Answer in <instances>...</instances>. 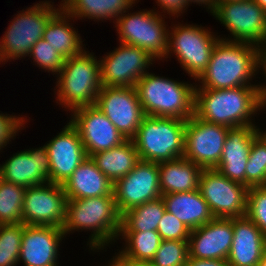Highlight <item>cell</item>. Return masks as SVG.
Masks as SVG:
<instances>
[{
  "label": "cell",
  "instance_id": "25",
  "mask_svg": "<svg viewBox=\"0 0 266 266\" xmlns=\"http://www.w3.org/2000/svg\"><path fill=\"white\" fill-rule=\"evenodd\" d=\"M161 197L166 211L175 215L190 231L214 218L199 189L164 194Z\"/></svg>",
  "mask_w": 266,
  "mask_h": 266
},
{
  "label": "cell",
  "instance_id": "30",
  "mask_svg": "<svg viewBox=\"0 0 266 266\" xmlns=\"http://www.w3.org/2000/svg\"><path fill=\"white\" fill-rule=\"evenodd\" d=\"M165 211L162 197L136 206L122 214L120 232L157 231Z\"/></svg>",
  "mask_w": 266,
  "mask_h": 266
},
{
  "label": "cell",
  "instance_id": "17",
  "mask_svg": "<svg viewBox=\"0 0 266 266\" xmlns=\"http://www.w3.org/2000/svg\"><path fill=\"white\" fill-rule=\"evenodd\" d=\"M70 123L77 129L86 154L109 150L126 141L115 125L96 106L88 105L71 111Z\"/></svg>",
  "mask_w": 266,
  "mask_h": 266
},
{
  "label": "cell",
  "instance_id": "13",
  "mask_svg": "<svg viewBox=\"0 0 266 266\" xmlns=\"http://www.w3.org/2000/svg\"><path fill=\"white\" fill-rule=\"evenodd\" d=\"M154 59L140 47L120 43L100 60L101 87H135Z\"/></svg>",
  "mask_w": 266,
  "mask_h": 266
},
{
  "label": "cell",
  "instance_id": "48",
  "mask_svg": "<svg viewBox=\"0 0 266 266\" xmlns=\"http://www.w3.org/2000/svg\"><path fill=\"white\" fill-rule=\"evenodd\" d=\"M61 2H63V3H61L60 6H58L60 8H62L64 5H66L69 2V0H62Z\"/></svg>",
  "mask_w": 266,
  "mask_h": 266
},
{
  "label": "cell",
  "instance_id": "1",
  "mask_svg": "<svg viewBox=\"0 0 266 266\" xmlns=\"http://www.w3.org/2000/svg\"><path fill=\"white\" fill-rule=\"evenodd\" d=\"M197 86L194 90V115L206 122L228 128L254 125L250 118L263 108L257 86L228 89Z\"/></svg>",
  "mask_w": 266,
  "mask_h": 266
},
{
  "label": "cell",
  "instance_id": "3",
  "mask_svg": "<svg viewBox=\"0 0 266 266\" xmlns=\"http://www.w3.org/2000/svg\"><path fill=\"white\" fill-rule=\"evenodd\" d=\"M121 217L113 195L67 200L62 231L66 237L70 231L93 230L89 247L103 250L109 242L118 239Z\"/></svg>",
  "mask_w": 266,
  "mask_h": 266
},
{
  "label": "cell",
  "instance_id": "26",
  "mask_svg": "<svg viewBox=\"0 0 266 266\" xmlns=\"http://www.w3.org/2000/svg\"><path fill=\"white\" fill-rule=\"evenodd\" d=\"M158 167L162 195L199 189L202 168L185 157L158 163Z\"/></svg>",
  "mask_w": 266,
  "mask_h": 266
},
{
  "label": "cell",
  "instance_id": "6",
  "mask_svg": "<svg viewBox=\"0 0 266 266\" xmlns=\"http://www.w3.org/2000/svg\"><path fill=\"white\" fill-rule=\"evenodd\" d=\"M186 120L145 116L132 139L140 160L161 163L184 157Z\"/></svg>",
  "mask_w": 266,
  "mask_h": 266
},
{
  "label": "cell",
  "instance_id": "23",
  "mask_svg": "<svg viewBox=\"0 0 266 266\" xmlns=\"http://www.w3.org/2000/svg\"><path fill=\"white\" fill-rule=\"evenodd\" d=\"M266 237L247 216L233 218L230 266H257L265 255Z\"/></svg>",
  "mask_w": 266,
  "mask_h": 266
},
{
  "label": "cell",
  "instance_id": "34",
  "mask_svg": "<svg viewBox=\"0 0 266 266\" xmlns=\"http://www.w3.org/2000/svg\"><path fill=\"white\" fill-rule=\"evenodd\" d=\"M24 223L0 224V266H16L20 249Z\"/></svg>",
  "mask_w": 266,
  "mask_h": 266
},
{
  "label": "cell",
  "instance_id": "27",
  "mask_svg": "<svg viewBox=\"0 0 266 266\" xmlns=\"http://www.w3.org/2000/svg\"><path fill=\"white\" fill-rule=\"evenodd\" d=\"M90 157L112 183L126 176L140 162L133 140H126L117 147L99 151Z\"/></svg>",
  "mask_w": 266,
  "mask_h": 266
},
{
  "label": "cell",
  "instance_id": "9",
  "mask_svg": "<svg viewBox=\"0 0 266 266\" xmlns=\"http://www.w3.org/2000/svg\"><path fill=\"white\" fill-rule=\"evenodd\" d=\"M211 13L234 38L221 39L255 46L266 42V12L254 0L215 1Z\"/></svg>",
  "mask_w": 266,
  "mask_h": 266
},
{
  "label": "cell",
  "instance_id": "45",
  "mask_svg": "<svg viewBox=\"0 0 266 266\" xmlns=\"http://www.w3.org/2000/svg\"><path fill=\"white\" fill-rule=\"evenodd\" d=\"M109 264L107 266H121V253L117 254L115 258L113 257V261L109 262Z\"/></svg>",
  "mask_w": 266,
  "mask_h": 266
},
{
  "label": "cell",
  "instance_id": "50",
  "mask_svg": "<svg viewBox=\"0 0 266 266\" xmlns=\"http://www.w3.org/2000/svg\"><path fill=\"white\" fill-rule=\"evenodd\" d=\"M215 1H240V0H215Z\"/></svg>",
  "mask_w": 266,
  "mask_h": 266
},
{
  "label": "cell",
  "instance_id": "14",
  "mask_svg": "<svg viewBox=\"0 0 266 266\" xmlns=\"http://www.w3.org/2000/svg\"><path fill=\"white\" fill-rule=\"evenodd\" d=\"M126 140H132L145 114L135 87H101L95 104Z\"/></svg>",
  "mask_w": 266,
  "mask_h": 266
},
{
  "label": "cell",
  "instance_id": "20",
  "mask_svg": "<svg viewBox=\"0 0 266 266\" xmlns=\"http://www.w3.org/2000/svg\"><path fill=\"white\" fill-rule=\"evenodd\" d=\"M4 181L25 188L51 182V169L47 147L15 153L1 165Z\"/></svg>",
  "mask_w": 266,
  "mask_h": 266
},
{
  "label": "cell",
  "instance_id": "40",
  "mask_svg": "<svg viewBox=\"0 0 266 266\" xmlns=\"http://www.w3.org/2000/svg\"><path fill=\"white\" fill-rule=\"evenodd\" d=\"M257 68V70H259V68H263L266 77V42L257 46ZM257 87L261 103L264 107L266 104V86L261 84V86L257 85Z\"/></svg>",
  "mask_w": 266,
  "mask_h": 266
},
{
  "label": "cell",
  "instance_id": "49",
  "mask_svg": "<svg viewBox=\"0 0 266 266\" xmlns=\"http://www.w3.org/2000/svg\"><path fill=\"white\" fill-rule=\"evenodd\" d=\"M3 181V178H2V169H1V165H0V183Z\"/></svg>",
  "mask_w": 266,
  "mask_h": 266
},
{
  "label": "cell",
  "instance_id": "28",
  "mask_svg": "<svg viewBox=\"0 0 266 266\" xmlns=\"http://www.w3.org/2000/svg\"><path fill=\"white\" fill-rule=\"evenodd\" d=\"M72 16L62 8L49 20L42 39L48 42L65 59L80 54L82 39L78 31L68 23Z\"/></svg>",
  "mask_w": 266,
  "mask_h": 266
},
{
  "label": "cell",
  "instance_id": "10",
  "mask_svg": "<svg viewBox=\"0 0 266 266\" xmlns=\"http://www.w3.org/2000/svg\"><path fill=\"white\" fill-rule=\"evenodd\" d=\"M174 27V28H173ZM170 32L166 58L174 53L190 77L198 79L206 70L212 50L220 37L197 25H176Z\"/></svg>",
  "mask_w": 266,
  "mask_h": 266
},
{
  "label": "cell",
  "instance_id": "32",
  "mask_svg": "<svg viewBox=\"0 0 266 266\" xmlns=\"http://www.w3.org/2000/svg\"><path fill=\"white\" fill-rule=\"evenodd\" d=\"M25 191L24 186L4 180L0 183V224L22 223Z\"/></svg>",
  "mask_w": 266,
  "mask_h": 266
},
{
  "label": "cell",
  "instance_id": "46",
  "mask_svg": "<svg viewBox=\"0 0 266 266\" xmlns=\"http://www.w3.org/2000/svg\"><path fill=\"white\" fill-rule=\"evenodd\" d=\"M266 12V0H254Z\"/></svg>",
  "mask_w": 266,
  "mask_h": 266
},
{
  "label": "cell",
  "instance_id": "43",
  "mask_svg": "<svg viewBox=\"0 0 266 266\" xmlns=\"http://www.w3.org/2000/svg\"><path fill=\"white\" fill-rule=\"evenodd\" d=\"M121 266H149V264L129 260L121 254Z\"/></svg>",
  "mask_w": 266,
  "mask_h": 266
},
{
  "label": "cell",
  "instance_id": "29",
  "mask_svg": "<svg viewBox=\"0 0 266 266\" xmlns=\"http://www.w3.org/2000/svg\"><path fill=\"white\" fill-rule=\"evenodd\" d=\"M137 0H69L62 9L73 18L98 20L116 19L128 11ZM129 8V9H128Z\"/></svg>",
  "mask_w": 266,
  "mask_h": 266
},
{
  "label": "cell",
  "instance_id": "7",
  "mask_svg": "<svg viewBox=\"0 0 266 266\" xmlns=\"http://www.w3.org/2000/svg\"><path fill=\"white\" fill-rule=\"evenodd\" d=\"M60 9L43 1L17 14L1 39L0 63L29 55L31 47L42 39L49 20Z\"/></svg>",
  "mask_w": 266,
  "mask_h": 266
},
{
  "label": "cell",
  "instance_id": "38",
  "mask_svg": "<svg viewBox=\"0 0 266 266\" xmlns=\"http://www.w3.org/2000/svg\"><path fill=\"white\" fill-rule=\"evenodd\" d=\"M157 232L162 240L188 241L190 235V230L168 211H165L158 223Z\"/></svg>",
  "mask_w": 266,
  "mask_h": 266
},
{
  "label": "cell",
  "instance_id": "35",
  "mask_svg": "<svg viewBox=\"0 0 266 266\" xmlns=\"http://www.w3.org/2000/svg\"><path fill=\"white\" fill-rule=\"evenodd\" d=\"M188 258V241L162 240L149 266H186Z\"/></svg>",
  "mask_w": 266,
  "mask_h": 266
},
{
  "label": "cell",
  "instance_id": "44",
  "mask_svg": "<svg viewBox=\"0 0 266 266\" xmlns=\"http://www.w3.org/2000/svg\"><path fill=\"white\" fill-rule=\"evenodd\" d=\"M188 2V4H190L189 2H193V3H197V4H204L205 6L208 7V10L210 9V12L213 10L214 6H215V0H186Z\"/></svg>",
  "mask_w": 266,
  "mask_h": 266
},
{
  "label": "cell",
  "instance_id": "4",
  "mask_svg": "<svg viewBox=\"0 0 266 266\" xmlns=\"http://www.w3.org/2000/svg\"><path fill=\"white\" fill-rule=\"evenodd\" d=\"M135 89L145 116L188 120L194 115L195 86L147 72Z\"/></svg>",
  "mask_w": 266,
  "mask_h": 266
},
{
  "label": "cell",
  "instance_id": "18",
  "mask_svg": "<svg viewBox=\"0 0 266 266\" xmlns=\"http://www.w3.org/2000/svg\"><path fill=\"white\" fill-rule=\"evenodd\" d=\"M45 146L50 162L51 183L63 185L88 157L77 129L70 122Z\"/></svg>",
  "mask_w": 266,
  "mask_h": 266
},
{
  "label": "cell",
  "instance_id": "36",
  "mask_svg": "<svg viewBox=\"0 0 266 266\" xmlns=\"http://www.w3.org/2000/svg\"><path fill=\"white\" fill-rule=\"evenodd\" d=\"M33 61L39 67L48 72L58 74L64 65L65 58L59 54L56 49L48 44L44 39L38 40L32 47L29 53Z\"/></svg>",
  "mask_w": 266,
  "mask_h": 266
},
{
  "label": "cell",
  "instance_id": "21",
  "mask_svg": "<svg viewBox=\"0 0 266 266\" xmlns=\"http://www.w3.org/2000/svg\"><path fill=\"white\" fill-rule=\"evenodd\" d=\"M64 236L62 228L56 226L26 225L18 261L25 266H58V246Z\"/></svg>",
  "mask_w": 266,
  "mask_h": 266
},
{
  "label": "cell",
  "instance_id": "2",
  "mask_svg": "<svg viewBox=\"0 0 266 266\" xmlns=\"http://www.w3.org/2000/svg\"><path fill=\"white\" fill-rule=\"evenodd\" d=\"M257 46L219 39L206 70L197 79L202 89H228L251 85L257 73Z\"/></svg>",
  "mask_w": 266,
  "mask_h": 266
},
{
  "label": "cell",
  "instance_id": "33",
  "mask_svg": "<svg viewBox=\"0 0 266 266\" xmlns=\"http://www.w3.org/2000/svg\"><path fill=\"white\" fill-rule=\"evenodd\" d=\"M245 170L248 189L266 186V131L254 137Z\"/></svg>",
  "mask_w": 266,
  "mask_h": 266
},
{
  "label": "cell",
  "instance_id": "24",
  "mask_svg": "<svg viewBox=\"0 0 266 266\" xmlns=\"http://www.w3.org/2000/svg\"><path fill=\"white\" fill-rule=\"evenodd\" d=\"M67 200L113 195V183L87 157L62 185Z\"/></svg>",
  "mask_w": 266,
  "mask_h": 266
},
{
  "label": "cell",
  "instance_id": "22",
  "mask_svg": "<svg viewBox=\"0 0 266 266\" xmlns=\"http://www.w3.org/2000/svg\"><path fill=\"white\" fill-rule=\"evenodd\" d=\"M260 132L255 125L229 128L221 159L214 168L228 179L246 186V164L254 137Z\"/></svg>",
  "mask_w": 266,
  "mask_h": 266
},
{
  "label": "cell",
  "instance_id": "41",
  "mask_svg": "<svg viewBox=\"0 0 266 266\" xmlns=\"http://www.w3.org/2000/svg\"><path fill=\"white\" fill-rule=\"evenodd\" d=\"M156 3H158V6L162 8L163 12L167 11L169 15H180V13H183L186 6L188 5V2L186 0H157ZM184 9V10H183ZM165 10V11H164Z\"/></svg>",
  "mask_w": 266,
  "mask_h": 266
},
{
  "label": "cell",
  "instance_id": "31",
  "mask_svg": "<svg viewBox=\"0 0 266 266\" xmlns=\"http://www.w3.org/2000/svg\"><path fill=\"white\" fill-rule=\"evenodd\" d=\"M120 236L127 245L119 253L129 260L147 264L153 260L162 241L157 231L120 232Z\"/></svg>",
  "mask_w": 266,
  "mask_h": 266
},
{
  "label": "cell",
  "instance_id": "37",
  "mask_svg": "<svg viewBox=\"0 0 266 266\" xmlns=\"http://www.w3.org/2000/svg\"><path fill=\"white\" fill-rule=\"evenodd\" d=\"M246 216L256 224L266 237V186L248 189Z\"/></svg>",
  "mask_w": 266,
  "mask_h": 266
},
{
  "label": "cell",
  "instance_id": "19",
  "mask_svg": "<svg viewBox=\"0 0 266 266\" xmlns=\"http://www.w3.org/2000/svg\"><path fill=\"white\" fill-rule=\"evenodd\" d=\"M233 241V218H213L190 231L189 257L227 260Z\"/></svg>",
  "mask_w": 266,
  "mask_h": 266
},
{
  "label": "cell",
  "instance_id": "39",
  "mask_svg": "<svg viewBox=\"0 0 266 266\" xmlns=\"http://www.w3.org/2000/svg\"><path fill=\"white\" fill-rule=\"evenodd\" d=\"M23 122L26 123L24 117L0 113V150L5 148L4 146L11 141V138L15 137L17 131L22 129L21 127H24Z\"/></svg>",
  "mask_w": 266,
  "mask_h": 266
},
{
  "label": "cell",
  "instance_id": "47",
  "mask_svg": "<svg viewBox=\"0 0 266 266\" xmlns=\"http://www.w3.org/2000/svg\"><path fill=\"white\" fill-rule=\"evenodd\" d=\"M257 266H266V257L264 256L263 259L260 261V263Z\"/></svg>",
  "mask_w": 266,
  "mask_h": 266
},
{
  "label": "cell",
  "instance_id": "8",
  "mask_svg": "<svg viewBox=\"0 0 266 266\" xmlns=\"http://www.w3.org/2000/svg\"><path fill=\"white\" fill-rule=\"evenodd\" d=\"M135 13H125L116 19L120 43L140 47L155 60L166 58L169 31L162 16L154 10Z\"/></svg>",
  "mask_w": 266,
  "mask_h": 266
},
{
  "label": "cell",
  "instance_id": "42",
  "mask_svg": "<svg viewBox=\"0 0 266 266\" xmlns=\"http://www.w3.org/2000/svg\"><path fill=\"white\" fill-rule=\"evenodd\" d=\"M186 266H230L227 260L188 258Z\"/></svg>",
  "mask_w": 266,
  "mask_h": 266
},
{
  "label": "cell",
  "instance_id": "11",
  "mask_svg": "<svg viewBox=\"0 0 266 266\" xmlns=\"http://www.w3.org/2000/svg\"><path fill=\"white\" fill-rule=\"evenodd\" d=\"M199 191L214 218L246 216L248 188L228 179L218 170L202 169Z\"/></svg>",
  "mask_w": 266,
  "mask_h": 266
},
{
  "label": "cell",
  "instance_id": "5",
  "mask_svg": "<svg viewBox=\"0 0 266 266\" xmlns=\"http://www.w3.org/2000/svg\"><path fill=\"white\" fill-rule=\"evenodd\" d=\"M57 100L64 108L74 110L95 105L101 89L100 60L83 50L65 59L57 74Z\"/></svg>",
  "mask_w": 266,
  "mask_h": 266
},
{
  "label": "cell",
  "instance_id": "15",
  "mask_svg": "<svg viewBox=\"0 0 266 266\" xmlns=\"http://www.w3.org/2000/svg\"><path fill=\"white\" fill-rule=\"evenodd\" d=\"M66 202V194L60 184L48 182L28 187L23 200L22 223L62 228Z\"/></svg>",
  "mask_w": 266,
  "mask_h": 266
},
{
  "label": "cell",
  "instance_id": "16",
  "mask_svg": "<svg viewBox=\"0 0 266 266\" xmlns=\"http://www.w3.org/2000/svg\"><path fill=\"white\" fill-rule=\"evenodd\" d=\"M118 211H126L162 196L158 163L140 162L124 177L113 183Z\"/></svg>",
  "mask_w": 266,
  "mask_h": 266
},
{
  "label": "cell",
  "instance_id": "12",
  "mask_svg": "<svg viewBox=\"0 0 266 266\" xmlns=\"http://www.w3.org/2000/svg\"><path fill=\"white\" fill-rule=\"evenodd\" d=\"M229 128L195 115L186 120L184 157L202 169L215 168L222 156Z\"/></svg>",
  "mask_w": 266,
  "mask_h": 266
}]
</instances>
